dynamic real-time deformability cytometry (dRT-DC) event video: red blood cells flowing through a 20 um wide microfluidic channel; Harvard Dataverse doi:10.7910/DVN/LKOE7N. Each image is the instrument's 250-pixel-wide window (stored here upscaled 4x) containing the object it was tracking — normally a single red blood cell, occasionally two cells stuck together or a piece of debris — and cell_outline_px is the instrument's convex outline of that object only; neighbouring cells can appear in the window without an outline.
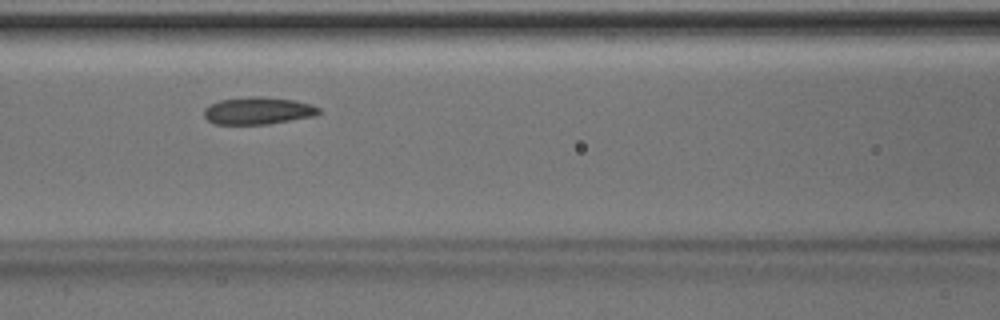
{"species": "Egyptian fruit bat (a non-hibernating species)", "species_latin": "Rousettus aegyptiacus", "temperature_condition": "room temperature", "stored_images_in_passage": 7, "camera_frame_rate_fps": 3000, "um_per_image_px": 0.085, "animal": {"sex": "male"}, "frame": {"image": 1, "passage_image": 7, "time_ms": 2.0, "image_size_px": [1000, 320], "cell_outline_px": [[320, 112], [316, 116], [268, 124], [216, 124], [208, 120], [204, 116], [204, 108], [220, 100], [252, 96], [260, 96], [292, 100], [312, 104], [320, 108]], "centroid_in_image_um": [21.96, 9.41], "position_along_channel_um": 144.6, "area_um2": 18.21}}